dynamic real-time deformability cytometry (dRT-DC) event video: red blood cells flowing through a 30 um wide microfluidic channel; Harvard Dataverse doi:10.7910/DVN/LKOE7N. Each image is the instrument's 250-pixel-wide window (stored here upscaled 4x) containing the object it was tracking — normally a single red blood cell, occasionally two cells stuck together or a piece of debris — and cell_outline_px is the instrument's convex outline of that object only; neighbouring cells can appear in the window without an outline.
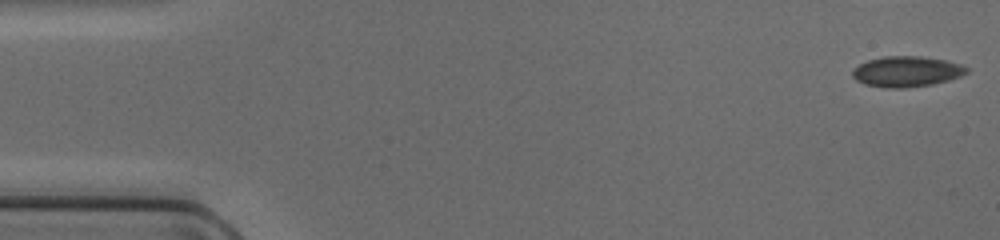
{"species": "common noctule bat (a hibernating species)", "species_latin": "Nyctalus noctula", "temperature_condition": "cold", "stored_images_in_passage": 39, "camera_frame_rate_fps": 3000, "um_per_image_px": 0.085, "animal": {"sex": "female", "body_mass_g": 17.0, "forearm_length_mm": 48.0}, "frame": {"image": 1, "passage_image": 1, "time_ms": 0.0, "image_size_px": [1000, 240], "cell_outline_px": [[968, 72], [960, 76], [948, 80], [932, 84], [904, 88], [888, 88], [864, 84], [856, 80], [852, 76], [852, 68], [868, 60], [884, 56], [920, 56], [944, 60], [964, 64], [968, 68]], "centroid_in_image_um": [77.06, 6.08], "position_along_channel_um": 7.9, "area_um2": 20.4}}